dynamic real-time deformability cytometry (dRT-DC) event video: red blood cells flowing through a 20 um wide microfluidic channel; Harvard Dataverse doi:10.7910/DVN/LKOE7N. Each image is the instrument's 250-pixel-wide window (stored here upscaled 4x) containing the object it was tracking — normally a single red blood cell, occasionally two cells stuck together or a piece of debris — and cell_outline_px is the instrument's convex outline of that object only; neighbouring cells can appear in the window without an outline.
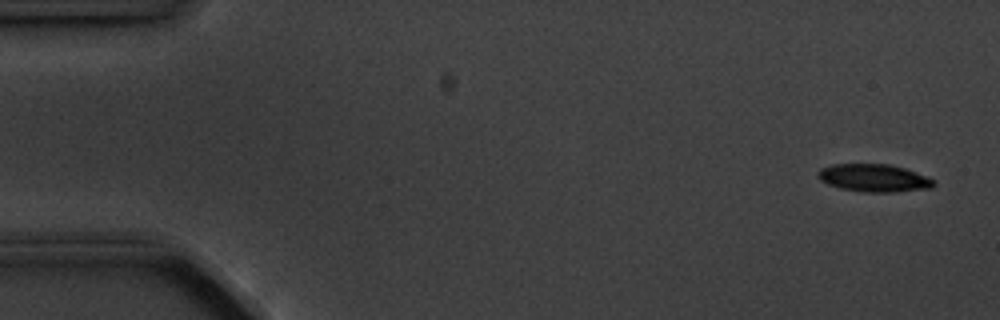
{"species": "common noctule bat (a hibernating species)", "species_latin": "Nyctalus noctula", "temperature_condition": "cold", "stored_images_in_passage": 6, "camera_frame_rate_fps": 3000, "um_per_image_px": 0.085, "animal": {"sex": "male", "body_mass_g": 20.1, "forearm_length_mm": 53.5}, "frame": {"image": 1, "passage_image": 1, "time_ms": 0.0, "image_size_px": [1000, 320], "cell_outline_px": [[936, 184], [932, 188], [896, 192], [864, 192], [840, 188], [828, 184], [820, 180], [816, 176], [816, 172], [820, 168], [832, 164], [888, 164], [904, 168], [936, 180]], "centroid_in_image_um": [74.27, 15.13], "position_along_channel_um": 10.7, "area_um2": 18.84}}
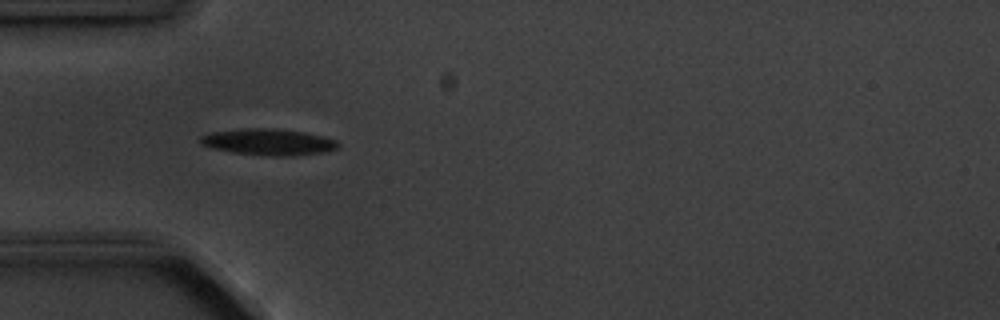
{"frame": {"image": 2, "passage_image": 5, "time_ms": 4.667, "image_size_px": [1000, 320], "cell_outline_px": [[340, 144], [336, 148], [324, 152], [296, 156], [264, 156], [232, 152], [212, 148], [200, 144], [200, 136], [212, 132], [248, 128], [268, 128], [304, 132], [324, 136], [336, 140]], "centroid_in_image_um": [22.83, 12.08], "position_along_channel_um": 62.2, "area_um2": 21.21}}
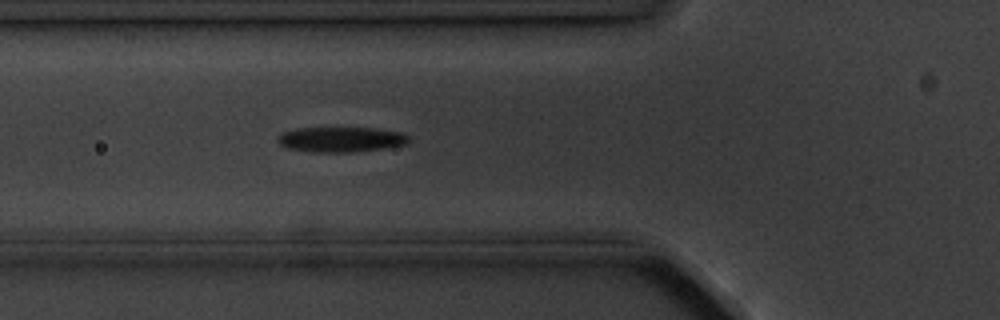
{"frame": {"image": 3, "passage_image": 6, "time_ms": 5.667, "image_size_px": [1000, 320], "cell_outline_px": [[408, 144], [384, 148], [352, 152], [308, 152], [288, 148], [280, 144], [276, 140], [276, 136], [280, 132], [300, 128], [372, 128], [400, 132], [408, 136]], "centroid_in_image_um": [28.92, 11.85], "position_along_channel_um": 96.9, "area_um2": 19.25}}